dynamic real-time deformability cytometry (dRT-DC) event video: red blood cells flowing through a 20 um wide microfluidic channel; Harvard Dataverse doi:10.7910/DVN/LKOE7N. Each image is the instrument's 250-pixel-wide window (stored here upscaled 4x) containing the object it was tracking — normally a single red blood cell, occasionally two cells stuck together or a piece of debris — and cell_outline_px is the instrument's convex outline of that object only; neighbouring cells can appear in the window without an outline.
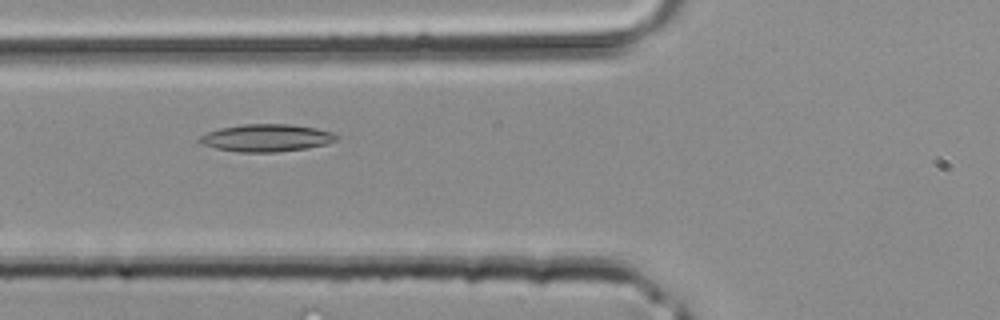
{"species": "common noctule bat (a hibernating species)", "species_latin": "Nyctalus noctula", "temperature_condition": "room temperature", "stored_images_in_passage": 28, "camera_frame_rate_fps": 3000, "um_per_image_px": 0.085, "animal": {"sex": "male", "body_mass_g": 20.4}, "frame": {"image": 1, "passage_image": 4, "time_ms": 1.0, "image_size_px": [1000, 320], "cell_outline_px": [[340, 136], [336, 140], [328, 144], [308, 148], [276, 152], [240, 152], [216, 148], [200, 144], [196, 140], [200, 136], [208, 132], [220, 128], [244, 124], [288, 124], [316, 128], [332, 132]], "centroid_in_image_um": [22.65, 11.72], "position_along_channel_um": 103.1, "area_um2": 21.96}}
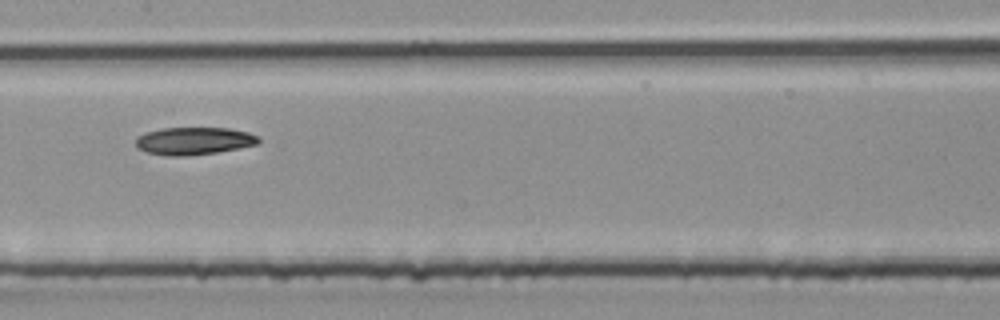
{"frame": {"image": 2, "passage_image": 9, "time_ms": 2.667, "image_size_px": [1000, 320], "cell_outline_px": [[260, 140], [256, 144], [240, 148], [216, 152], [188, 156], [168, 156], [148, 152], [136, 148], [136, 136], [144, 132], [160, 128], [228, 128], [248, 132], [260, 136]], "centroid_in_image_um": [16.46, 11.97], "position_along_channel_um": 190.9, "area_um2": 19.88}}
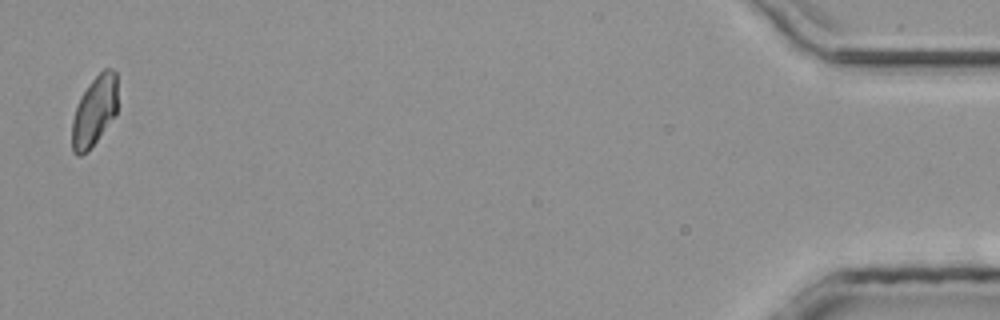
{"frame": {"image": 3, "passage_image": 28, "time_ms": 9.0, "image_size_px": [1000, 320], "cell_outline_px": [[116, 116], [88, 152], [80, 156], [76, 156], [72, 152], [72, 120], [80, 96], [88, 84], [104, 68], [112, 68], [116, 72]], "centroid_in_image_um": [8.01, 9.48], "position_along_channel_um": 427.2, "area_um2": 18.79}}